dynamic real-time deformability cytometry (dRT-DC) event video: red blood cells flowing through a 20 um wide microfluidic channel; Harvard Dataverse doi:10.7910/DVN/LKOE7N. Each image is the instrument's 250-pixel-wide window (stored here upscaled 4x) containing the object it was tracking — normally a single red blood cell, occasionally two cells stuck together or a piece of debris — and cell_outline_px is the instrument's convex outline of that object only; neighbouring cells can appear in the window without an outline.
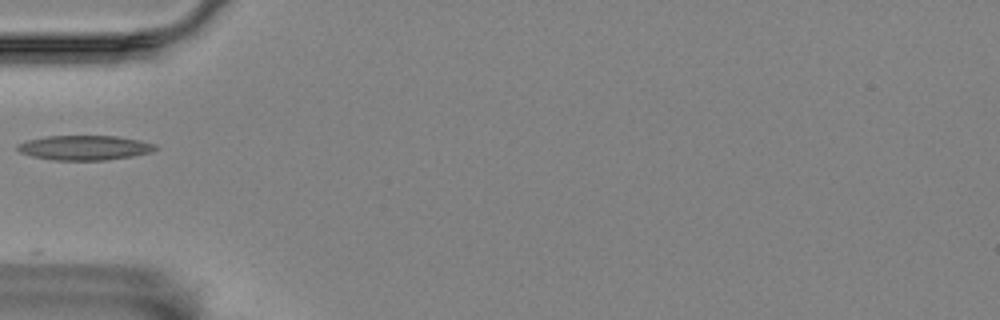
{"species": "Egyptian fruit bat (a non-hibernating species)", "species_latin": "Rousettus aegyptiacus", "temperature_condition": "room temperature", "stored_images_in_passage": 18, "camera_frame_rate_fps": 3000, "um_per_image_px": 0.085, "animal": {"sex": "female"}, "frame": {"image": 1, "passage_image": 1, "time_ms": 0.0, "image_size_px": [1000, 320], "cell_outline_px": [[156, 148], [152, 152], [132, 156], [104, 160], [52, 160], [32, 156], [20, 152], [16, 148], [16, 144], [28, 140], [48, 136], [116, 136], [140, 140], [156, 144]], "centroid_in_image_um": [7.18, 12.55], "position_along_channel_um": 77.8, "area_um2": 19.77}}
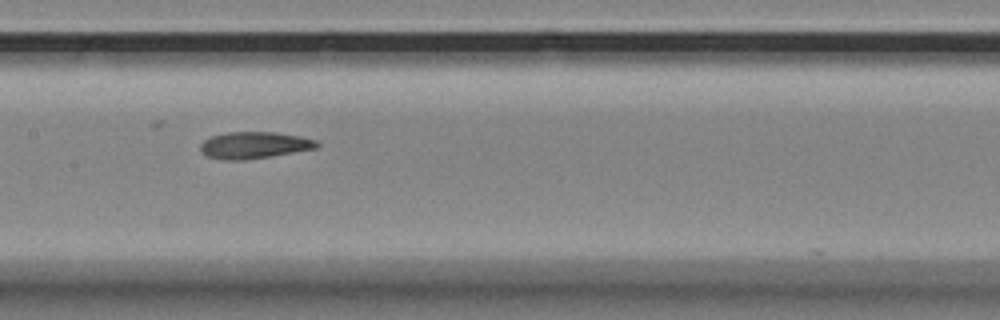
{"frame": {"image": 2, "passage_image": 10, "time_ms": 3.0, "image_size_px": [1000, 320], "cell_outline_px": [[320, 144], [316, 148], [244, 160], [224, 160], [208, 156], [200, 148], [200, 144], [204, 140], [212, 136], [228, 132], [276, 132], [300, 136], [316, 140]], "centroid_in_image_um": [21.61, 12.33], "position_along_channel_um": 185.8, "area_um2": 17.86}}
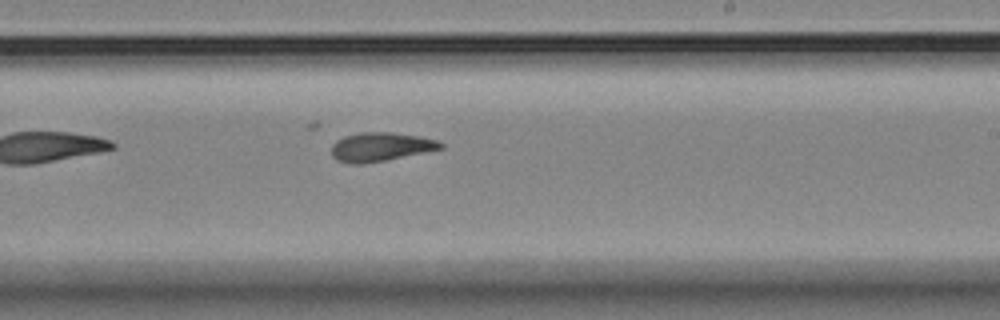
{"frame": {"image": 3, "passage_image": 16, "time_ms": 5.0, "image_size_px": [1000, 320], "cell_outline_px": [[444, 148], [384, 160], [360, 164], [352, 164], [336, 160], [332, 156], [332, 144], [336, 140], [344, 136], [360, 132], [392, 132], [420, 136], [436, 140], [444, 144]], "centroid_in_image_um": [32.33, 12.47], "position_along_channel_um": 256.7, "area_um2": 18.26}}